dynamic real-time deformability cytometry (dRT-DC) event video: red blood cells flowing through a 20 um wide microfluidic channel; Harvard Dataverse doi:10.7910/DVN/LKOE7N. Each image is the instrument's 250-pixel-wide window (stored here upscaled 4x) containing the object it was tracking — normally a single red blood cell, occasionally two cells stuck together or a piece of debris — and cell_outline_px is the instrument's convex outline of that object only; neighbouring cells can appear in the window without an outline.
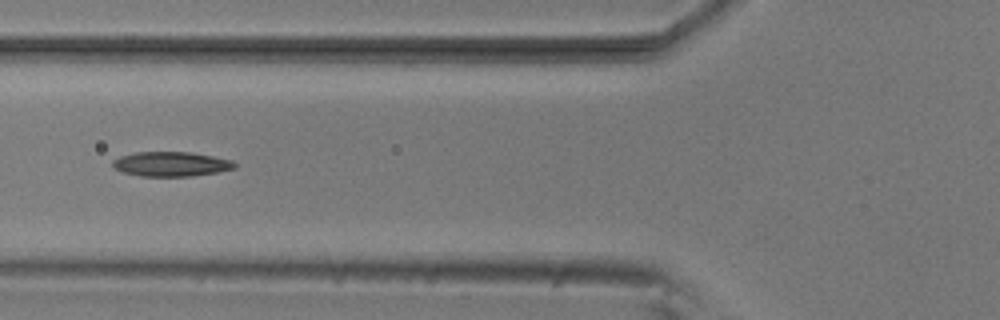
{"species": "common noctule bat (a hibernating species)", "species_latin": "Nyctalus noctula", "temperature_condition": "room temperature", "stored_images_in_passage": 38, "camera_frame_rate_fps": 3000, "um_per_image_px": 0.085, "animal": {"sex": "male", "body_mass_g": 20.5, "forearm_length_mm": 52.5}, "frame": {"image": 1, "passage_image": 6, "time_ms": 1.667, "image_size_px": [1000, 320], "cell_outline_px": [[236, 168], [216, 172], [192, 176], [140, 176], [124, 172], [112, 168], [112, 160], [120, 156], [136, 152], [188, 152], [212, 156], [232, 160], [236, 164]], "centroid_in_image_um": [14.51, 13.94], "position_along_channel_um": 111.3, "area_um2": 17.46}}
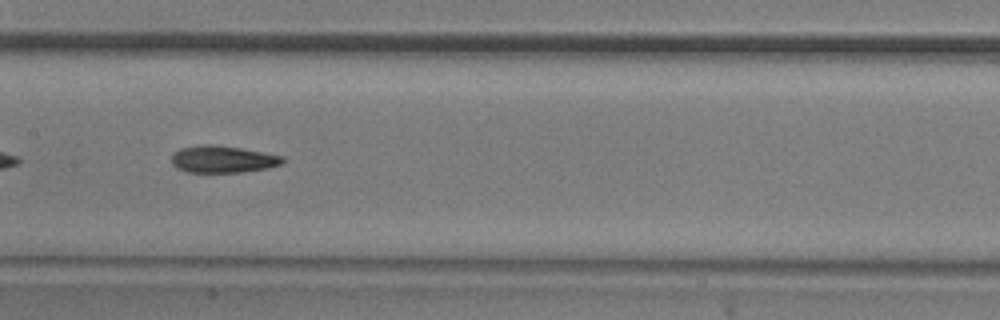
{"frame": {"image": 2, "passage_image": 12, "time_ms": 3.667, "image_size_px": [1000, 320], "cell_outline_px": [[284, 160], [280, 164], [268, 168], [240, 172], [188, 172], [176, 168], [172, 164], [172, 156], [180, 148], [200, 144], [216, 144], [240, 148], [284, 156]], "centroid_in_image_um": [18.92, 13.53], "position_along_channel_um": 188.5, "area_um2": 17.46}}
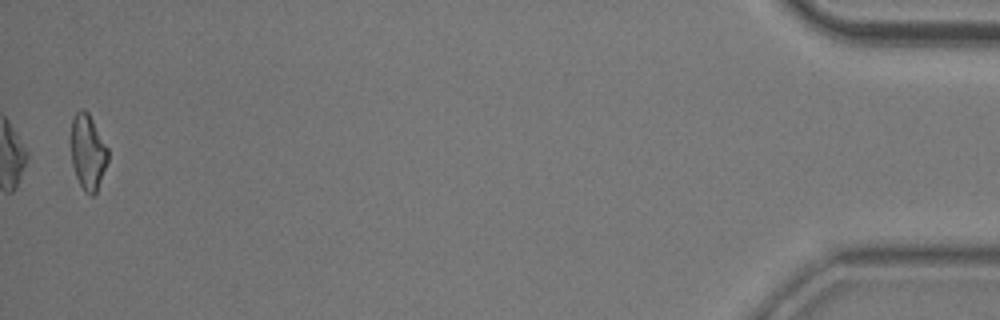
{"frame": {"image": 3, "passage_image": 38, "time_ms": 12.333, "image_size_px": [1000, 320], "cell_outline_px": [[108, 160], [96, 192], [92, 196], [84, 192], [76, 176], [72, 164], [72, 120], [76, 112], [80, 108], [84, 108], [88, 112], [108, 148]], "centroid_in_image_um": [7.47, 12.92], "position_along_channel_um": 427.7, "area_um2": 16.01}, "authors_computed_cell_mechanics": {"area_um2": 17.2244, "velocity_mm_per_s": 3.8366, "shape_relaxation_time_tau1_ms": 5.2235, "shape_relaxation_time_tau2_ms": 7.55, "deformation_change_tau1": 0.1734, "deformation_change_tau2": 0.1795}}